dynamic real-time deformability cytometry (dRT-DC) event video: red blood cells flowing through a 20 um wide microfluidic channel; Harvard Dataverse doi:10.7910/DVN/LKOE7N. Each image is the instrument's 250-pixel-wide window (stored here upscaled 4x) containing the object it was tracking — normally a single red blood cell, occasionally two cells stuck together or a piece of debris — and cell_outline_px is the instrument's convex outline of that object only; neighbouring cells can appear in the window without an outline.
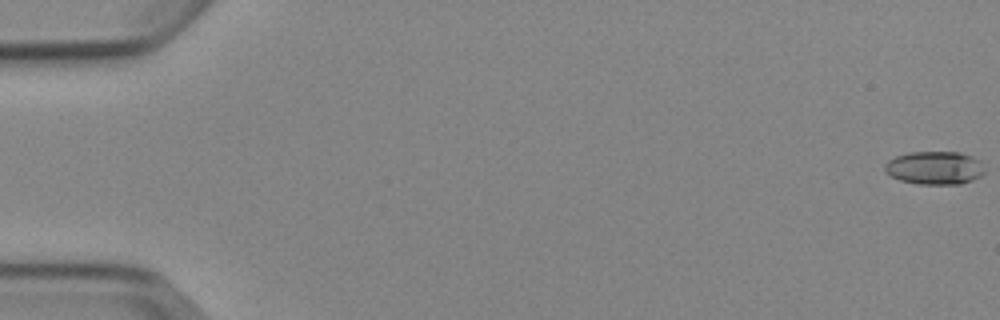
{"species": "Egyptian fruit bat (a non-hibernating species)", "species_latin": "Rousettus aegyptiacus", "temperature_condition": "cold", "stored_images_in_passage": 8, "camera_frame_rate_fps": 3000, "um_per_image_px": 0.085, "animal": {"sex": "female"}, "frame": {"image": 1, "passage_image": 1, "time_ms": 0.0, "image_size_px": [1000, 320], "cell_outline_px": [[984, 172], [980, 176], [972, 180], [960, 184], [916, 184], [900, 180], [884, 172], [884, 164], [888, 160], [896, 156], [908, 152], [960, 152], [972, 156], [980, 160]], "centroid_in_image_um": [79.42, 14.26], "position_along_channel_um": 5.6, "area_um2": 19.42}}
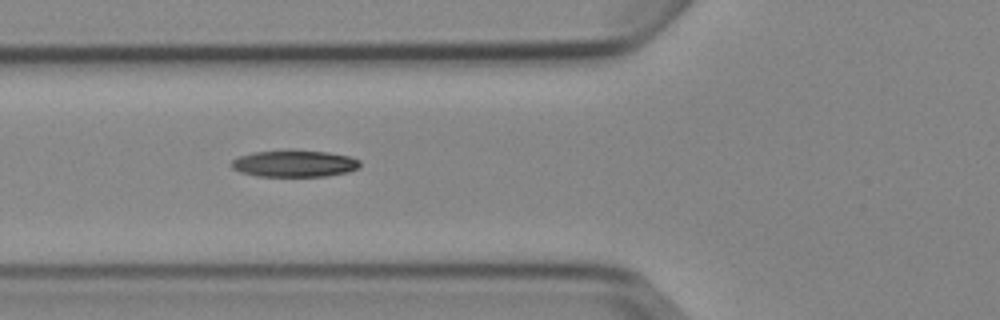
{"frame": {"image": 2, "passage_image": 6, "time_ms": 6.667, "image_size_px": [1000, 320], "cell_outline_px": [[360, 168], [348, 172], [328, 176], [256, 176], [240, 172], [232, 168], [232, 160], [240, 156], [252, 152], [292, 148], [328, 152], [352, 156], [360, 160]], "centroid_in_image_um": [25.06, 13.87], "position_along_channel_um": 100.7, "area_um2": 20.69}}
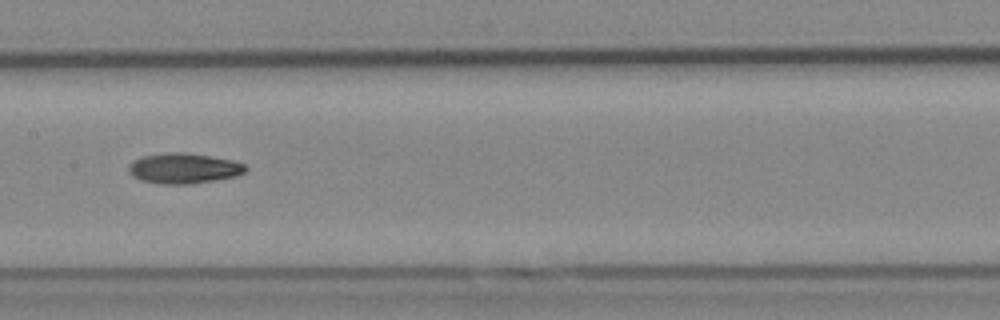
{"frame": {"image": 3, "passage_image": 8, "time_ms": 9.0, "image_size_px": [1000, 320], "cell_outline_px": [[248, 168], [244, 172], [236, 176], [216, 180], [192, 184], [160, 184], [140, 180], [132, 176], [128, 172], [128, 164], [132, 160], [144, 156], [168, 152], [184, 152], [232, 160], [244, 164]], "centroid_in_image_um": [15.58, 14.31], "position_along_channel_um": 191.8, "area_um2": 20.81}}